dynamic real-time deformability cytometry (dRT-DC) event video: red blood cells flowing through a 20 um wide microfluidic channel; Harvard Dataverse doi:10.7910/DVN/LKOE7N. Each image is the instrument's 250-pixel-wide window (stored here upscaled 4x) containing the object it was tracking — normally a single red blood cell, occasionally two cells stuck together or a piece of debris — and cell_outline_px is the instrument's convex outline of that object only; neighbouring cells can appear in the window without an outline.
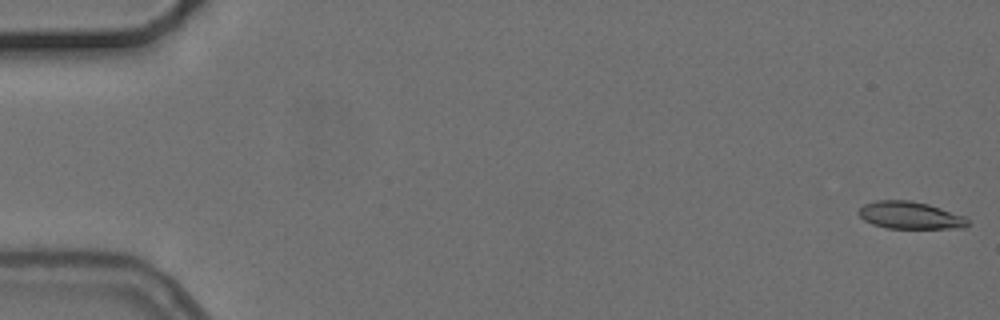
{"species": "common noctule bat (a hibernating species)", "species_latin": "Nyctalus noctula", "temperature_condition": "cold", "stored_images_in_passage": 8, "segment_of_instrument_passage": [1, 2], "camera_frame_rate_fps": 3000, "um_per_image_px": 0.085, "animal": {"sex": "female", "body_mass_g": 24.6, "forearm_length_mm": 56.2}, "frame": {"image": 1, "passage_image": 1, "time_ms": 0.0, "image_size_px": [1000, 320], "cell_outline_px": [[968, 224], [964, 228], [888, 228], [872, 224], [864, 220], [856, 212], [864, 204], [876, 200], [908, 200], [928, 204], [964, 216], [968, 220]], "centroid_in_image_um": [77.32, 18.3], "position_along_channel_um": 7.7, "area_um2": 17.28}}
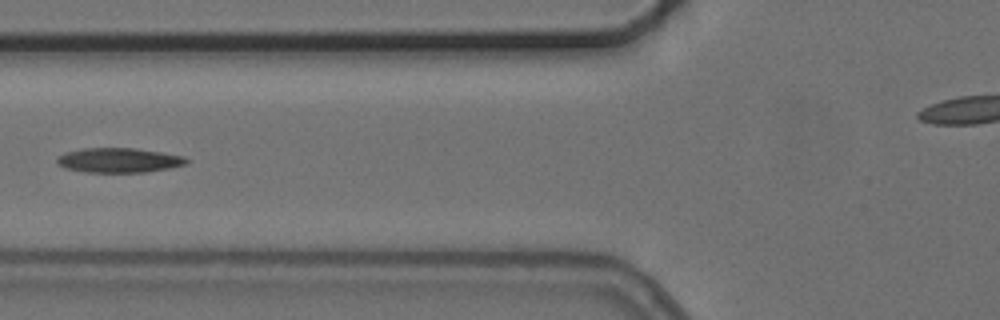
{"frame": {"image": 2, "passage_image": 7, "time_ms": 7.0, "image_size_px": [1000, 320], "cell_outline_px": [[188, 160], [184, 164], [168, 168], [144, 172], [84, 172], [64, 168], [56, 160], [64, 152], [80, 148], [136, 148], [184, 156]], "centroid_in_image_um": [10.06, 13.61], "position_along_channel_um": 115.7, "area_um2": 18.44}}